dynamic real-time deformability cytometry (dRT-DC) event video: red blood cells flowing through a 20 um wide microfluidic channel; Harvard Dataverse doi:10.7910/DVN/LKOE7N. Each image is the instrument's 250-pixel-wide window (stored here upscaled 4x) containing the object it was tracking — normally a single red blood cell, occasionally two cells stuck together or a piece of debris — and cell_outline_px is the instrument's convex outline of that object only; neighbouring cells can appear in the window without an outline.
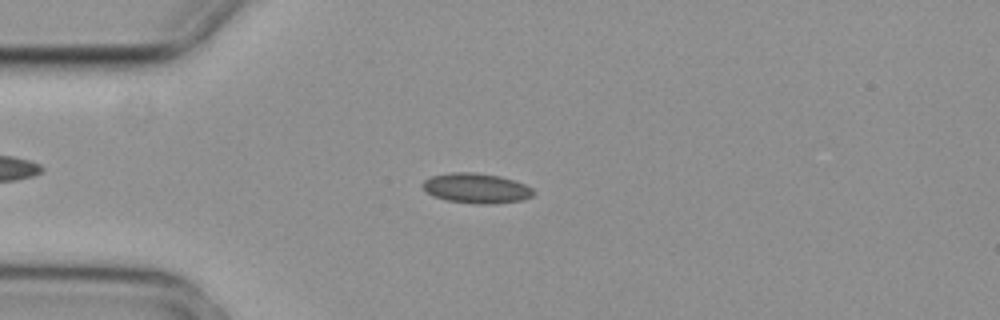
{"species": "common noctule bat (a hibernating species)", "species_latin": "Nyctalus noctula", "temperature_condition": "cold", "stored_images_in_passage": 4, "camera_frame_rate_fps": 3000, "um_per_image_px": 0.085, "animal": {"sex": "female", "body_mass_g": 29.2, "forearm_length_mm": 56.3}, "frame": {"image": 1, "passage_image": 3, "time_ms": 0.667, "image_size_px": [1000, 320], "cell_outline_px": [[536, 192], [532, 196], [524, 200], [492, 204], [480, 204], [448, 200], [432, 196], [420, 184], [424, 180], [432, 176], [448, 172], [476, 172], [500, 176], [524, 184], [532, 188]], "centroid_in_image_um": [40.49, 15.99], "position_along_channel_um": 44.5, "area_um2": 19.42}}